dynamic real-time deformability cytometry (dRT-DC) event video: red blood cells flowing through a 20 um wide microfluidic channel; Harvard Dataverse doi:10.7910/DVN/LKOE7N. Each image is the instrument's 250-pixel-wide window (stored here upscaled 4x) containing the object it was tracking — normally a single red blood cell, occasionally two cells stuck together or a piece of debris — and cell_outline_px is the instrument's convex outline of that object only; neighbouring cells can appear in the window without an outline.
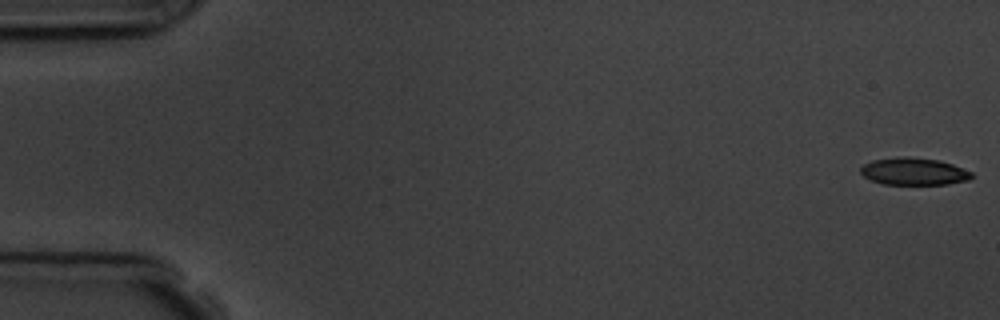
{"species": "common noctule bat (a hibernating species)", "species_latin": "Nyctalus noctula", "temperature_condition": "room temperature", "stored_images_in_passage": 10, "camera_frame_rate_fps": 3000, "um_per_image_px": 0.085, "animal": {"sex": "male", "body_mass_g": 19.5, "forearm_length_mm": 54.6}, "frame": {"image": 1, "passage_image": 1, "time_ms": 0.0, "image_size_px": [1000, 320], "cell_outline_px": [[976, 176], [968, 180], [948, 184], [884, 184], [872, 180], [864, 176], [860, 172], [860, 168], [864, 164], [872, 160], [900, 156], [908, 156], [940, 160], [952, 164], [972, 172]], "centroid_in_image_um": [77.7, 14.56], "position_along_channel_um": 7.3, "area_um2": 17.74}}